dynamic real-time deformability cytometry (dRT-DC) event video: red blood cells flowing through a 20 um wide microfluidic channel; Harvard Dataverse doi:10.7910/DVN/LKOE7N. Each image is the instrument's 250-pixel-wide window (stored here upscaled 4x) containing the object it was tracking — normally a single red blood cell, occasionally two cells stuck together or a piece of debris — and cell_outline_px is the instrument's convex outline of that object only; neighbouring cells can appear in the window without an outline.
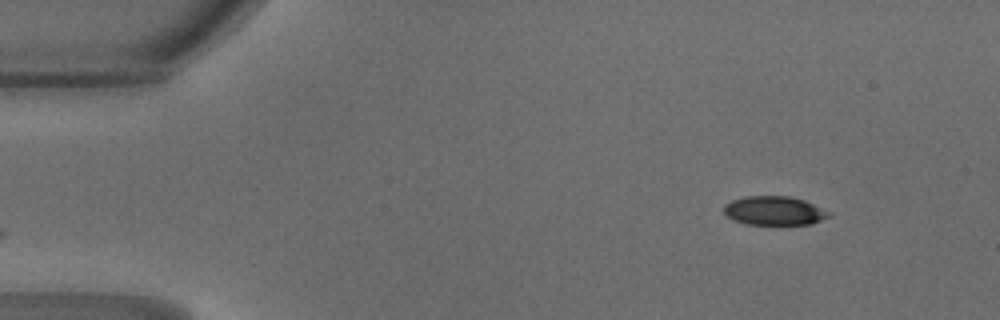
{"species": "common noctule bat (a hibernating species)", "species_latin": "Nyctalus noctula", "temperature_condition": "warm", "stored_images_in_passage": 43, "camera_frame_rate_fps": 3000, "um_per_image_px": 0.085, "animal": {"sex": "male", "body_mass_g": 18.8}, "frame": {"image": 1, "passage_image": 1, "time_ms": 0.0, "image_size_px": [1000, 320], "cell_outline_px": [[832, 216], [812, 224], [748, 224], [736, 220], [728, 216], [724, 212], [724, 204], [732, 200], [744, 196], [792, 196], [804, 200], [832, 212]], "centroid_in_image_um": [65.87, 17.9], "position_along_channel_um": 19.1, "area_um2": 17.74}}
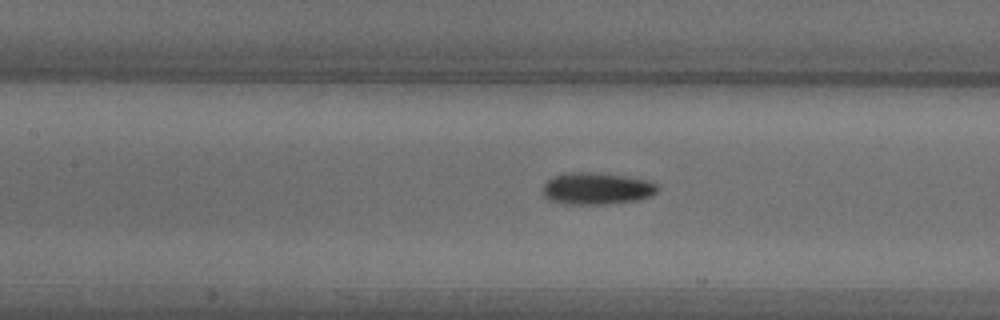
{"frame": {"image": 2, "passage_image": 17, "time_ms": 5.333, "image_size_px": [1000, 320], "cell_outline_px": [[660, 188], [652, 196], [636, 200], [608, 204], [564, 204], [548, 200], [544, 196], [544, 184], [548, 180], [556, 176], [572, 172], [588, 172], [624, 176], [648, 180], [656, 184]], "centroid_in_image_um": [50.74, 16.04], "position_along_channel_um": 156.7, "area_um2": 21.21}}
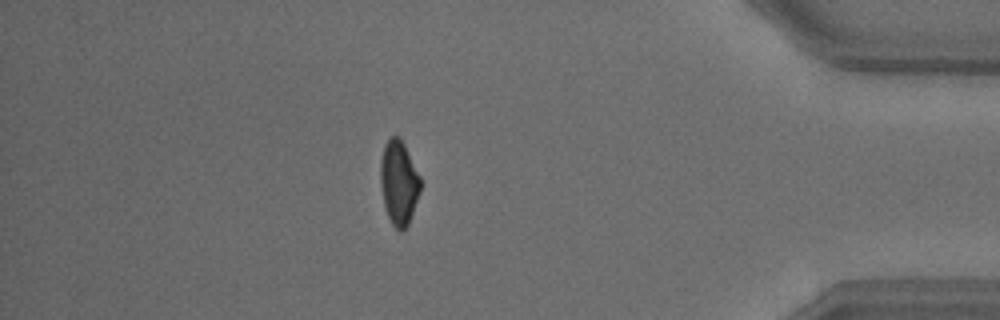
{"frame": {"image": 3, "passage_image": 37, "time_ms": 12.0, "image_size_px": [1000, 320], "cell_outline_px": [[420, 192], [408, 224], [400, 232], [392, 224], [388, 216], [384, 204], [380, 184], [380, 160], [384, 144], [392, 136], [400, 136], [420, 176]], "centroid_in_image_um": [33.89, 15.5], "position_along_channel_um": 401.3, "area_um2": 19.54}, "authors_computed_cell_mechanics": {"area_um2": 20.1722, "velocity_mm_per_s": 4.251, "shape_relaxation_time_tau1_ms": 2.4509, "shape_relaxation_time_tau2_ms": 2.3243, "deformation_change_tau1": 0.1229, "deformation_change_tau2": 0.0804}}